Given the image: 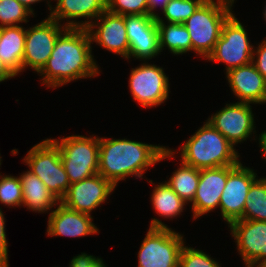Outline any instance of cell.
Instances as JSON below:
<instances>
[{"label":"cell","instance_id":"obj_1","mask_svg":"<svg viewBox=\"0 0 266 267\" xmlns=\"http://www.w3.org/2000/svg\"><path fill=\"white\" fill-rule=\"evenodd\" d=\"M87 28H67L55 43L46 65L37 74L46 88L57 89L81 79L100 76Z\"/></svg>","mask_w":266,"mask_h":267},{"label":"cell","instance_id":"obj_2","mask_svg":"<svg viewBox=\"0 0 266 267\" xmlns=\"http://www.w3.org/2000/svg\"><path fill=\"white\" fill-rule=\"evenodd\" d=\"M167 146L129 138L99 136L98 173L115 187L128 178L147 180L144 174L157 165Z\"/></svg>","mask_w":266,"mask_h":267},{"label":"cell","instance_id":"obj_3","mask_svg":"<svg viewBox=\"0 0 266 267\" xmlns=\"http://www.w3.org/2000/svg\"><path fill=\"white\" fill-rule=\"evenodd\" d=\"M177 157L198 170L238 165L241 162L238 149L207 120L180 147L178 146V149L167 146L159 162L175 160Z\"/></svg>","mask_w":266,"mask_h":267},{"label":"cell","instance_id":"obj_4","mask_svg":"<svg viewBox=\"0 0 266 267\" xmlns=\"http://www.w3.org/2000/svg\"><path fill=\"white\" fill-rule=\"evenodd\" d=\"M237 0H205L183 23L192 41V53L207 59L221 35Z\"/></svg>","mask_w":266,"mask_h":267},{"label":"cell","instance_id":"obj_5","mask_svg":"<svg viewBox=\"0 0 266 267\" xmlns=\"http://www.w3.org/2000/svg\"><path fill=\"white\" fill-rule=\"evenodd\" d=\"M148 227L136 254V267H179L180 252L186 243L184 234L157 217L151 218Z\"/></svg>","mask_w":266,"mask_h":267},{"label":"cell","instance_id":"obj_6","mask_svg":"<svg viewBox=\"0 0 266 267\" xmlns=\"http://www.w3.org/2000/svg\"><path fill=\"white\" fill-rule=\"evenodd\" d=\"M51 139L60 149L61 161L70 184L98 173L99 136L90 134L60 136Z\"/></svg>","mask_w":266,"mask_h":267},{"label":"cell","instance_id":"obj_7","mask_svg":"<svg viewBox=\"0 0 266 267\" xmlns=\"http://www.w3.org/2000/svg\"><path fill=\"white\" fill-rule=\"evenodd\" d=\"M22 162L59 201L65 196L70 182L61 161L60 149L50 137L32 146Z\"/></svg>","mask_w":266,"mask_h":267},{"label":"cell","instance_id":"obj_8","mask_svg":"<svg viewBox=\"0 0 266 267\" xmlns=\"http://www.w3.org/2000/svg\"><path fill=\"white\" fill-rule=\"evenodd\" d=\"M233 12L224 22L219 40L206 61L224 64L229 70L252 63L254 44L244 24Z\"/></svg>","mask_w":266,"mask_h":267},{"label":"cell","instance_id":"obj_9","mask_svg":"<svg viewBox=\"0 0 266 267\" xmlns=\"http://www.w3.org/2000/svg\"><path fill=\"white\" fill-rule=\"evenodd\" d=\"M164 69L149 61H141L131 68L128 78L130 95L144 109L157 108L169 99L170 80Z\"/></svg>","mask_w":266,"mask_h":267},{"label":"cell","instance_id":"obj_10","mask_svg":"<svg viewBox=\"0 0 266 267\" xmlns=\"http://www.w3.org/2000/svg\"><path fill=\"white\" fill-rule=\"evenodd\" d=\"M228 102L220 110L211 113L207 121L235 148L247 140L259 142L260 135L256 134L253 104Z\"/></svg>","mask_w":266,"mask_h":267},{"label":"cell","instance_id":"obj_11","mask_svg":"<svg viewBox=\"0 0 266 267\" xmlns=\"http://www.w3.org/2000/svg\"><path fill=\"white\" fill-rule=\"evenodd\" d=\"M46 17L39 23L26 27L22 74L27 69L38 74L51 56L57 38L67 29L48 15Z\"/></svg>","mask_w":266,"mask_h":267},{"label":"cell","instance_id":"obj_12","mask_svg":"<svg viewBox=\"0 0 266 267\" xmlns=\"http://www.w3.org/2000/svg\"><path fill=\"white\" fill-rule=\"evenodd\" d=\"M228 228L243 267H261L266 263V221H233Z\"/></svg>","mask_w":266,"mask_h":267},{"label":"cell","instance_id":"obj_13","mask_svg":"<svg viewBox=\"0 0 266 267\" xmlns=\"http://www.w3.org/2000/svg\"><path fill=\"white\" fill-rule=\"evenodd\" d=\"M115 190L116 187L110 181L96 173L70 184L60 203L71 210L93 216L92 212L106 203Z\"/></svg>","mask_w":266,"mask_h":267},{"label":"cell","instance_id":"obj_14","mask_svg":"<svg viewBox=\"0 0 266 267\" xmlns=\"http://www.w3.org/2000/svg\"><path fill=\"white\" fill-rule=\"evenodd\" d=\"M257 170L240 162L229 174L221 195L219 209L221 219L229 226L233 221L243 219L248 191L258 178Z\"/></svg>","mask_w":266,"mask_h":267},{"label":"cell","instance_id":"obj_15","mask_svg":"<svg viewBox=\"0 0 266 267\" xmlns=\"http://www.w3.org/2000/svg\"><path fill=\"white\" fill-rule=\"evenodd\" d=\"M125 24L130 62L132 60L150 61L161 55L157 22L154 16L125 15Z\"/></svg>","mask_w":266,"mask_h":267},{"label":"cell","instance_id":"obj_16","mask_svg":"<svg viewBox=\"0 0 266 267\" xmlns=\"http://www.w3.org/2000/svg\"><path fill=\"white\" fill-rule=\"evenodd\" d=\"M92 44L129 62V41L125 16L109 12L100 14L88 27Z\"/></svg>","mask_w":266,"mask_h":267},{"label":"cell","instance_id":"obj_17","mask_svg":"<svg viewBox=\"0 0 266 267\" xmlns=\"http://www.w3.org/2000/svg\"><path fill=\"white\" fill-rule=\"evenodd\" d=\"M222 166L199 170V184L191 204L192 221L198 220L219 208L221 195L225 188L228 174L236 167Z\"/></svg>","mask_w":266,"mask_h":267},{"label":"cell","instance_id":"obj_18","mask_svg":"<svg viewBox=\"0 0 266 267\" xmlns=\"http://www.w3.org/2000/svg\"><path fill=\"white\" fill-rule=\"evenodd\" d=\"M94 216L71 210L59 203L48 213L46 234L49 237L82 238L97 235L100 230Z\"/></svg>","mask_w":266,"mask_h":267},{"label":"cell","instance_id":"obj_19","mask_svg":"<svg viewBox=\"0 0 266 267\" xmlns=\"http://www.w3.org/2000/svg\"><path fill=\"white\" fill-rule=\"evenodd\" d=\"M53 1L56 3L52 6L51 13L48 15L50 18L66 28H87L106 10L107 0Z\"/></svg>","mask_w":266,"mask_h":267},{"label":"cell","instance_id":"obj_20","mask_svg":"<svg viewBox=\"0 0 266 267\" xmlns=\"http://www.w3.org/2000/svg\"><path fill=\"white\" fill-rule=\"evenodd\" d=\"M225 78L237 102L262 105L266 79L253 63L229 70Z\"/></svg>","mask_w":266,"mask_h":267},{"label":"cell","instance_id":"obj_21","mask_svg":"<svg viewBox=\"0 0 266 267\" xmlns=\"http://www.w3.org/2000/svg\"><path fill=\"white\" fill-rule=\"evenodd\" d=\"M22 185V207L34 213H50L60 201L51 193L40 178L30 171L19 173Z\"/></svg>","mask_w":266,"mask_h":267},{"label":"cell","instance_id":"obj_22","mask_svg":"<svg viewBox=\"0 0 266 267\" xmlns=\"http://www.w3.org/2000/svg\"><path fill=\"white\" fill-rule=\"evenodd\" d=\"M25 37L23 25L0 27V58L16 77L22 74Z\"/></svg>","mask_w":266,"mask_h":267},{"label":"cell","instance_id":"obj_23","mask_svg":"<svg viewBox=\"0 0 266 267\" xmlns=\"http://www.w3.org/2000/svg\"><path fill=\"white\" fill-rule=\"evenodd\" d=\"M146 181L154 186L150 196L154 213L162 219L170 221L182 216L188 204L171 189L166 181L161 183H155L152 179Z\"/></svg>","mask_w":266,"mask_h":267},{"label":"cell","instance_id":"obj_24","mask_svg":"<svg viewBox=\"0 0 266 267\" xmlns=\"http://www.w3.org/2000/svg\"><path fill=\"white\" fill-rule=\"evenodd\" d=\"M160 51L168 50L174 56L192 52V41L183 24L157 22Z\"/></svg>","mask_w":266,"mask_h":267},{"label":"cell","instance_id":"obj_25","mask_svg":"<svg viewBox=\"0 0 266 267\" xmlns=\"http://www.w3.org/2000/svg\"><path fill=\"white\" fill-rule=\"evenodd\" d=\"M177 167L165 181L190 207L199 184V170L181 160Z\"/></svg>","mask_w":266,"mask_h":267},{"label":"cell","instance_id":"obj_26","mask_svg":"<svg viewBox=\"0 0 266 267\" xmlns=\"http://www.w3.org/2000/svg\"><path fill=\"white\" fill-rule=\"evenodd\" d=\"M243 220L266 221V176L258 177L252 183L245 201Z\"/></svg>","mask_w":266,"mask_h":267},{"label":"cell","instance_id":"obj_27","mask_svg":"<svg viewBox=\"0 0 266 267\" xmlns=\"http://www.w3.org/2000/svg\"><path fill=\"white\" fill-rule=\"evenodd\" d=\"M204 1L170 0L155 17L156 22L183 24Z\"/></svg>","mask_w":266,"mask_h":267},{"label":"cell","instance_id":"obj_28","mask_svg":"<svg viewBox=\"0 0 266 267\" xmlns=\"http://www.w3.org/2000/svg\"><path fill=\"white\" fill-rule=\"evenodd\" d=\"M36 16L16 0H0V27L28 24Z\"/></svg>","mask_w":266,"mask_h":267},{"label":"cell","instance_id":"obj_29","mask_svg":"<svg viewBox=\"0 0 266 267\" xmlns=\"http://www.w3.org/2000/svg\"><path fill=\"white\" fill-rule=\"evenodd\" d=\"M0 203L5 208H21L23 203L22 185L19 176L1 174ZM1 207V206H0Z\"/></svg>","mask_w":266,"mask_h":267},{"label":"cell","instance_id":"obj_30","mask_svg":"<svg viewBox=\"0 0 266 267\" xmlns=\"http://www.w3.org/2000/svg\"><path fill=\"white\" fill-rule=\"evenodd\" d=\"M204 251L184 244L179 256V267H222L220 261Z\"/></svg>","mask_w":266,"mask_h":267},{"label":"cell","instance_id":"obj_31","mask_svg":"<svg viewBox=\"0 0 266 267\" xmlns=\"http://www.w3.org/2000/svg\"><path fill=\"white\" fill-rule=\"evenodd\" d=\"M106 9L120 15H149L147 0H107Z\"/></svg>","mask_w":266,"mask_h":267},{"label":"cell","instance_id":"obj_32","mask_svg":"<svg viewBox=\"0 0 266 267\" xmlns=\"http://www.w3.org/2000/svg\"><path fill=\"white\" fill-rule=\"evenodd\" d=\"M6 218L3 213L2 207H0V265L10 267L9 264V241L6 235Z\"/></svg>","mask_w":266,"mask_h":267},{"label":"cell","instance_id":"obj_33","mask_svg":"<svg viewBox=\"0 0 266 267\" xmlns=\"http://www.w3.org/2000/svg\"><path fill=\"white\" fill-rule=\"evenodd\" d=\"M266 38V37H265ZM263 38L261 42L256 43L253 49L252 63L255 65L256 69L262 74L266 79V39Z\"/></svg>","mask_w":266,"mask_h":267},{"label":"cell","instance_id":"obj_34","mask_svg":"<svg viewBox=\"0 0 266 267\" xmlns=\"http://www.w3.org/2000/svg\"><path fill=\"white\" fill-rule=\"evenodd\" d=\"M100 256H95L88 254L86 252H81L73 256L69 262V267H94V264L100 259Z\"/></svg>","mask_w":266,"mask_h":267},{"label":"cell","instance_id":"obj_35","mask_svg":"<svg viewBox=\"0 0 266 267\" xmlns=\"http://www.w3.org/2000/svg\"><path fill=\"white\" fill-rule=\"evenodd\" d=\"M16 1H18L20 4L24 5L34 15L36 14L35 9L33 7L34 4L46 1L45 3L47 5V7H48L47 9L49 10L48 13L50 15L51 10H52V6H53L52 4L54 3V2H52L53 0H16Z\"/></svg>","mask_w":266,"mask_h":267},{"label":"cell","instance_id":"obj_36","mask_svg":"<svg viewBox=\"0 0 266 267\" xmlns=\"http://www.w3.org/2000/svg\"><path fill=\"white\" fill-rule=\"evenodd\" d=\"M169 1L170 0H147L149 5V15L156 17L159 14V11L161 12ZM158 7H160L159 10Z\"/></svg>","mask_w":266,"mask_h":267},{"label":"cell","instance_id":"obj_37","mask_svg":"<svg viewBox=\"0 0 266 267\" xmlns=\"http://www.w3.org/2000/svg\"><path fill=\"white\" fill-rule=\"evenodd\" d=\"M16 76L9 70V68L4 64L0 58V83L11 80Z\"/></svg>","mask_w":266,"mask_h":267},{"label":"cell","instance_id":"obj_38","mask_svg":"<svg viewBox=\"0 0 266 267\" xmlns=\"http://www.w3.org/2000/svg\"><path fill=\"white\" fill-rule=\"evenodd\" d=\"M259 142H257L260 148V152L263 155L262 158L265 159L264 162L266 163V130L260 132Z\"/></svg>","mask_w":266,"mask_h":267},{"label":"cell","instance_id":"obj_39","mask_svg":"<svg viewBox=\"0 0 266 267\" xmlns=\"http://www.w3.org/2000/svg\"><path fill=\"white\" fill-rule=\"evenodd\" d=\"M103 258H100L95 264L94 267H108Z\"/></svg>","mask_w":266,"mask_h":267},{"label":"cell","instance_id":"obj_40","mask_svg":"<svg viewBox=\"0 0 266 267\" xmlns=\"http://www.w3.org/2000/svg\"><path fill=\"white\" fill-rule=\"evenodd\" d=\"M264 6L265 7H264L263 12H262V14H263V17L262 18H263L264 21H266V1H265V5Z\"/></svg>","mask_w":266,"mask_h":267},{"label":"cell","instance_id":"obj_41","mask_svg":"<svg viewBox=\"0 0 266 267\" xmlns=\"http://www.w3.org/2000/svg\"><path fill=\"white\" fill-rule=\"evenodd\" d=\"M262 105H266V84H265V93H264V96H263Z\"/></svg>","mask_w":266,"mask_h":267},{"label":"cell","instance_id":"obj_42","mask_svg":"<svg viewBox=\"0 0 266 267\" xmlns=\"http://www.w3.org/2000/svg\"><path fill=\"white\" fill-rule=\"evenodd\" d=\"M2 157H1V154H0V167H1V164H2ZM1 169V168H0Z\"/></svg>","mask_w":266,"mask_h":267}]
</instances>
